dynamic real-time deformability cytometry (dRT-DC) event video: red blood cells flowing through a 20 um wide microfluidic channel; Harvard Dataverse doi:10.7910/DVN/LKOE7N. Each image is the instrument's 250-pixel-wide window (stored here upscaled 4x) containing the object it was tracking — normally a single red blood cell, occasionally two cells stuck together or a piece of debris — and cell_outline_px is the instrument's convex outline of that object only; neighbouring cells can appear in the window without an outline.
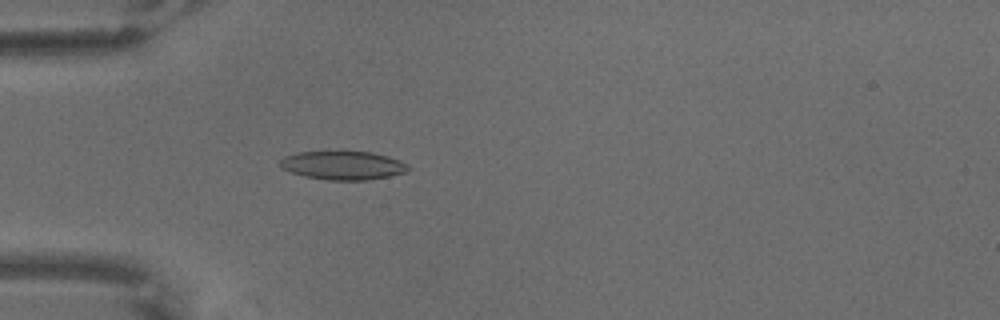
{"species": "common noctule bat (a hibernating species)", "species_latin": "Nyctalus noctula", "temperature_condition": "warm", "stored_images_in_passage": 66, "camera_frame_rate_fps": 3000, "um_per_image_px": 0.085, "animal": {"sex": "male", "body_mass_g": 18.8}, "frame": {"image": 1, "passage_image": 20, "time_ms": 6.333, "image_size_px": [1000, 320], "cell_outline_px": [[412, 168], [404, 172], [388, 176], [368, 180], [328, 180], [304, 176], [280, 168], [280, 160], [284, 156], [296, 152], [372, 152], [388, 156], [400, 160], [408, 164]], "centroid_in_image_um": [29.15, 14.06], "position_along_channel_um": 55.8, "area_um2": 21.33}}
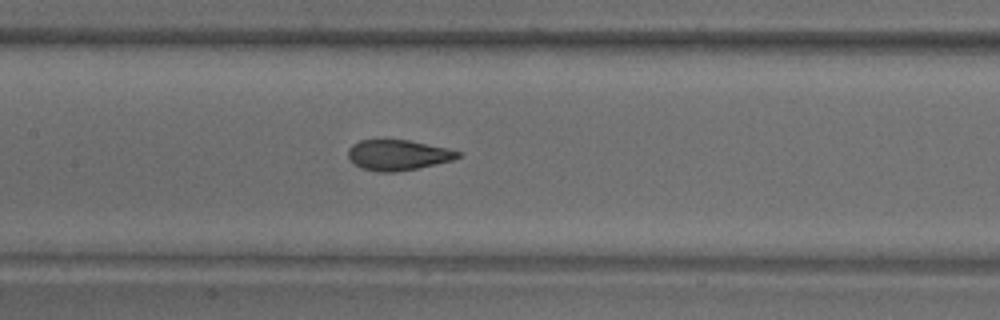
{"frame": {"image": 2, "passage_image": 32, "time_ms": 10.333, "image_size_px": [1000, 320], "cell_outline_px": [[464, 156], [452, 160], [416, 168], [396, 172], [376, 172], [360, 168], [348, 156], [348, 148], [352, 144], [360, 140], [408, 140], [448, 148], [460, 152]], "centroid_in_image_um": [33.83, 13.18], "position_along_channel_um": 173.6, "area_um2": 19.42}}
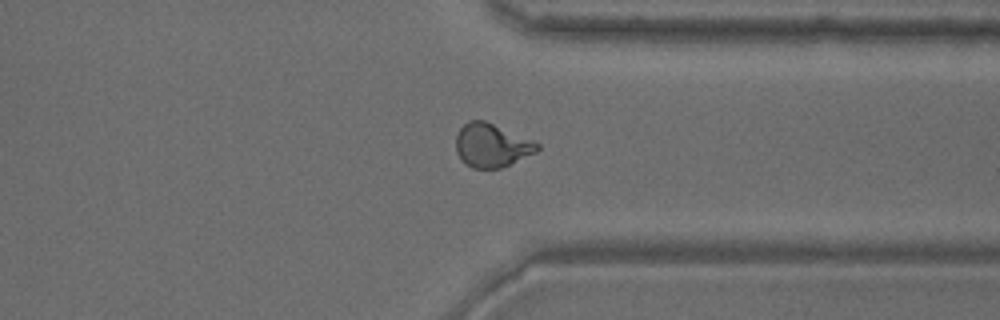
{"frame": {"image": 3, "passage_image": 51, "time_ms": 16.667, "image_size_px": [1000, 320], "cell_outline_px": [[540, 148], [536, 152], [500, 168], [472, 168], [460, 160], [456, 152], [456, 136], [460, 128], [468, 120], [484, 120], [532, 140], [540, 144]], "centroid_in_image_um": [41.76, 12.35], "position_along_channel_um": 369.6, "area_um2": 20.52}}